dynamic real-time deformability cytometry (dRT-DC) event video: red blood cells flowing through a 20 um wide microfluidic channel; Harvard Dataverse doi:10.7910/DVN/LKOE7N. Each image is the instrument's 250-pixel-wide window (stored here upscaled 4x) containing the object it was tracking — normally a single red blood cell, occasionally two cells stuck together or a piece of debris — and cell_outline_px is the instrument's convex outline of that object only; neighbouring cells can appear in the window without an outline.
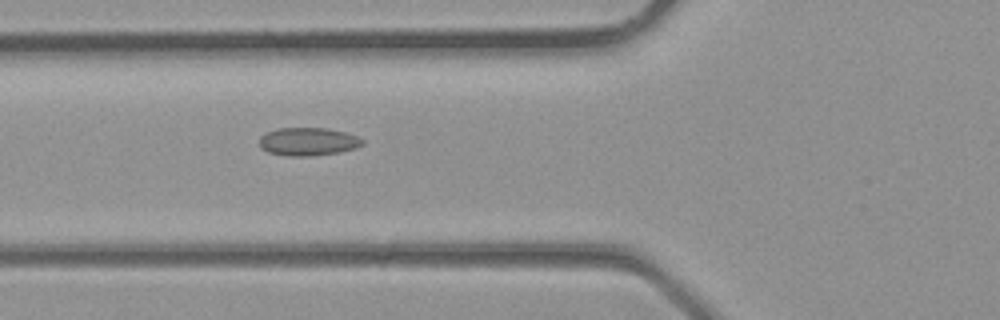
{"species": "common noctule bat (a hibernating species)", "species_latin": "Nyctalus noctula", "temperature_condition": "room temperature", "stored_images_in_passage": 5, "camera_frame_rate_fps": 3000, "um_per_image_px": 0.085, "animal": {"sex": "male", "body_mass_g": 23.1, "forearm_length_mm": 52.7}, "frame": {"image": 1, "passage_image": 4, "time_ms": 1.0, "image_size_px": [1000, 320], "cell_outline_px": [[364, 144], [356, 148], [340, 152], [312, 156], [288, 156], [268, 152], [260, 148], [260, 136], [268, 132], [280, 128], [328, 128], [344, 132], [356, 136], [364, 140]], "centroid_in_image_um": [26.2, 12.04], "position_along_channel_um": 99.6, "area_um2": 16.88}}